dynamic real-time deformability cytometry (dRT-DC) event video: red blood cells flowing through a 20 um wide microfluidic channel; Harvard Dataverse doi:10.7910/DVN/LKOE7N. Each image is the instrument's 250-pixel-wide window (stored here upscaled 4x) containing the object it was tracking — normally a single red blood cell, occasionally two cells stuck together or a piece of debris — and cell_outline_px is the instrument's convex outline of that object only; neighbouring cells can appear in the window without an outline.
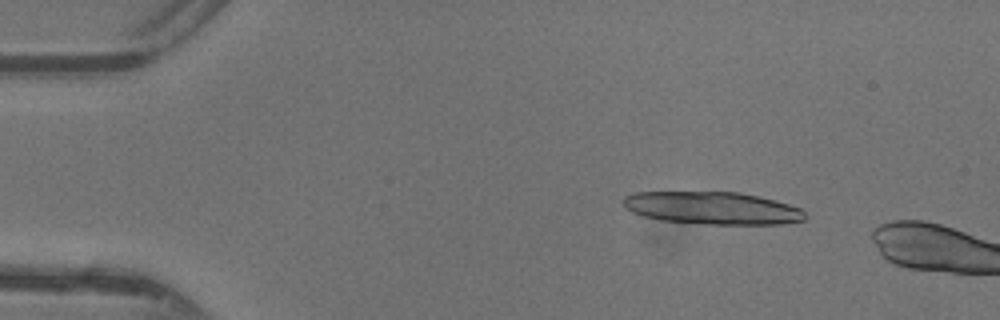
{"species": "common noctule bat (a hibernating species)", "species_latin": "Nyctalus noctula", "temperature_condition": "warm", "stored_images_in_passage": 8, "camera_frame_rate_fps": 3000, "um_per_image_px": 0.085, "animal": {"sex": "female"}, "frame": {"image": 1, "passage_image": 5, "time_ms": 1.333, "image_size_px": [1000, 320], "cell_outline_px": [[808, 216], [804, 220], [780, 224], [708, 224], [660, 220], [644, 216], [632, 212], [624, 208], [620, 200], [624, 196], [636, 192], [740, 192], [788, 204], [800, 208]], "centroid_in_image_um": [60.5, 17.68], "position_along_channel_um": 24.5, "area_um2": 34.51}}